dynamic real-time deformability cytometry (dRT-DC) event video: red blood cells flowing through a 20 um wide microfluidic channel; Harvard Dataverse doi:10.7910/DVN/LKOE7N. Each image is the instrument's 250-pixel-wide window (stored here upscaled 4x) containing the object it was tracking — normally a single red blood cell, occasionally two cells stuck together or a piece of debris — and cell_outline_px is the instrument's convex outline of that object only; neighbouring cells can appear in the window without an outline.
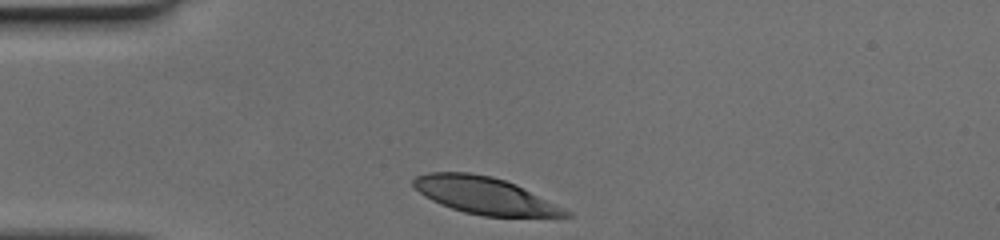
{"species": "human", "species_latin": "Homo sapiens", "temperature_condition": "cold", "stored_images_in_passage": 28, "camera_frame_rate_fps": 3000, "um_per_image_px": 0.085, "donor": {"sex": "female"}, "frame": {"image": 1, "passage_image": 1, "time_ms": 0.0, "image_size_px": [1000, 240], "cell_outline_px": [[572, 216], [484, 216], [464, 212], [440, 204], [424, 196], [412, 184], [412, 180], [416, 176], [428, 172], [468, 172], [492, 176], [516, 184], [572, 212]], "centroid_in_image_um": [41.18, 16.61], "position_along_channel_um": 43.8, "area_um2": 32.48}}
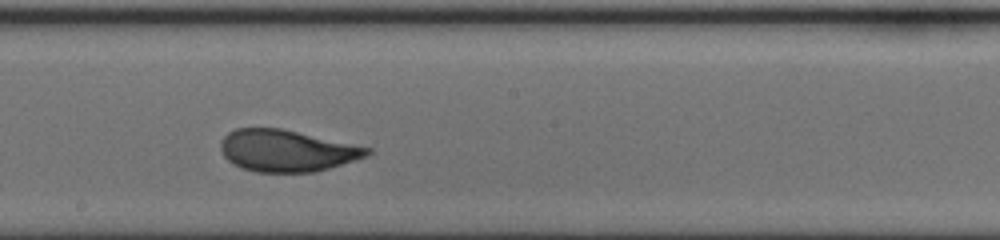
{"frame": {"image": 2, "passage_image": 16, "time_ms": 5.0, "image_size_px": [1000, 240], "cell_outline_px": [[372, 152], [368, 156], [316, 172], [256, 172], [240, 168], [228, 160], [224, 156], [220, 148], [220, 140], [228, 132], [236, 128], [280, 128], [372, 148]], "centroid_in_image_um": [24.36, 12.81], "position_along_channel_um": 223.8, "area_um2": 35.66}}
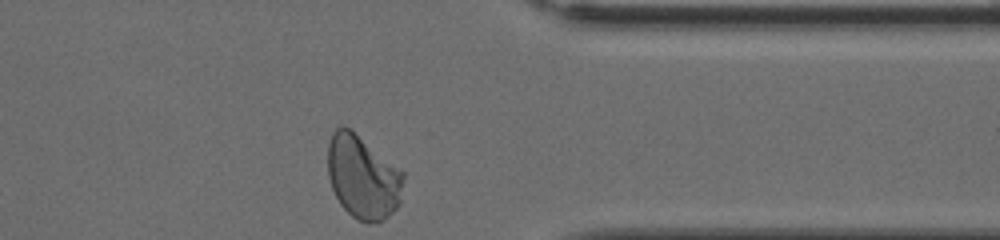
{"frame": {"image": 3, "passage_image": 28, "time_ms": 9.0, "image_size_px": [1000, 240], "cell_outline_px": [[404, 180], [400, 204], [384, 220], [376, 224], [368, 224], [356, 220], [340, 204], [332, 188], [328, 176], [328, 144], [332, 132], [340, 124], [344, 124], [352, 128], [404, 172]], "centroid_in_image_um": [30.84, 15.03], "position_along_channel_um": 380.6, "area_um2": 37.57}}